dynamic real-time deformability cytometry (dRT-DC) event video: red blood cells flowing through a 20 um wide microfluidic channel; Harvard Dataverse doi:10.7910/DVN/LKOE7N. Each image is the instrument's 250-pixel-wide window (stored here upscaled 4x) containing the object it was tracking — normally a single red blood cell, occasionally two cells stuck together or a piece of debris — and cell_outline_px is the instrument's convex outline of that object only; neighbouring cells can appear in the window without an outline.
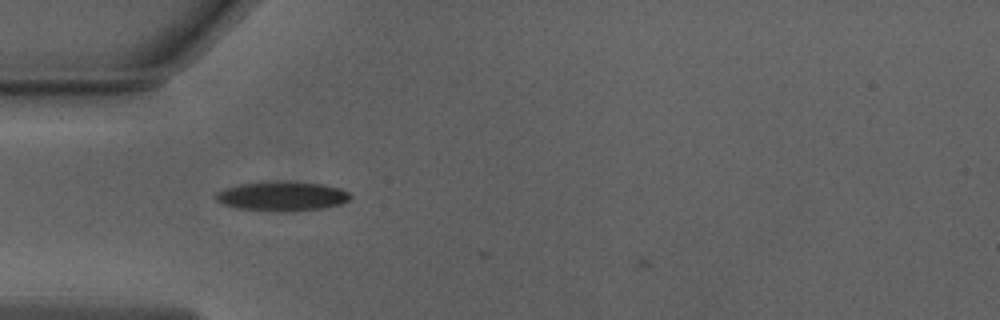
{"species": "Egyptian fruit bat (a non-hibernating species)", "species_latin": "Rousettus aegyptiacus", "temperature_condition": "warm", "stored_images_in_passage": 3, "camera_frame_rate_fps": 3000, "um_per_image_px": 0.085, "animal": {"sex": "male"}, "frame": {"image": 1, "passage_image": 2, "time_ms": 0.333, "image_size_px": [1000, 320], "cell_outline_px": [[352, 196], [348, 200], [340, 204], [324, 208], [292, 212], [268, 212], [240, 208], [220, 204], [216, 200], [216, 192], [224, 188], [240, 184], [264, 180], [288, 180], [324, 184], [340, 188], [348, 192]], "centroid_in_image_um": [23.96, 16.66], "position_along_channel_um": 61.0, "area_um2": 23.93}}